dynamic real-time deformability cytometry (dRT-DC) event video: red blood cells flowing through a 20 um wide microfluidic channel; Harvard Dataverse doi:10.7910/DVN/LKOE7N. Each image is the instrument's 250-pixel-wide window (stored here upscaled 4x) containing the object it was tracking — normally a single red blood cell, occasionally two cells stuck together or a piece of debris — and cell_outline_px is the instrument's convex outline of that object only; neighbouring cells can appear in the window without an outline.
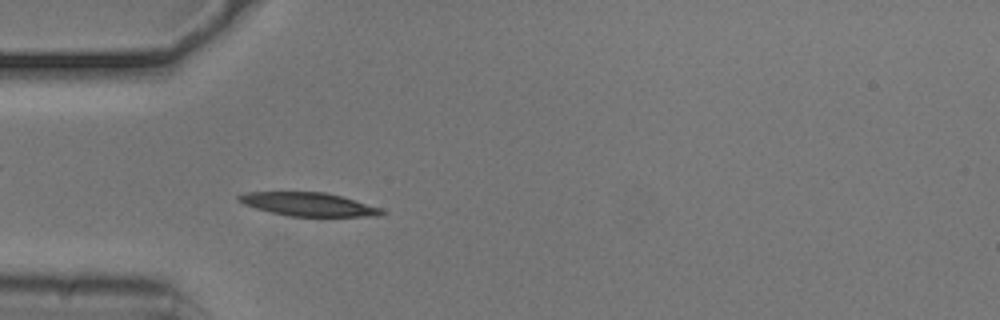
{"species": "common noctule bat (a hibernating species)", "species_latin": "Nyctalus noctula", "temperature_condition": "cold", "stored_images_in_passage": 49, "camera_frame_rate_fps": 3000, "um_per_image_px": 0.085, "animal": {"sex": "male", "body_mass_g": 20.5, "forearm_length_mm": 52.5}, "frame": {"image": 1, "passage_image": 11, "time_ms": 3.333, "image_size_px": [1000, 320], "cell_outline_px": [[388, 212], [384, 216], [288, 216], [256, 208], [244, 204], [236, 200], [236, 196], [244, 192], [324, 192], [340, 196], [384, 208]], "centroid_in_image_um": [26.27, 17.37], "position_along_channel_um": 58.7, "area_um2": 19.65}}
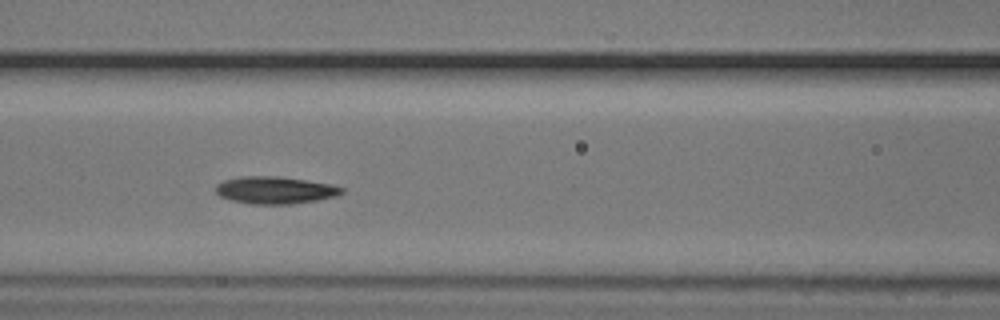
{"frame": {"image": 2, "passage_image": 18, "time_ms": 5.667, "image_size_px": [1000, 320], "cell_outline_px": [[344, 192], [336, 196], [316, 200], [292, 204], [252, 204], [232, 200], [220, 196], [216, 192], [216, 184], [224, 180], [240, 176], [280, 176], [328, 184], [344, 188]], "centroid_in_image_um": [23.35, 16.16], "position_along_channel_um": 143.2, "area_um2": 19.88}}
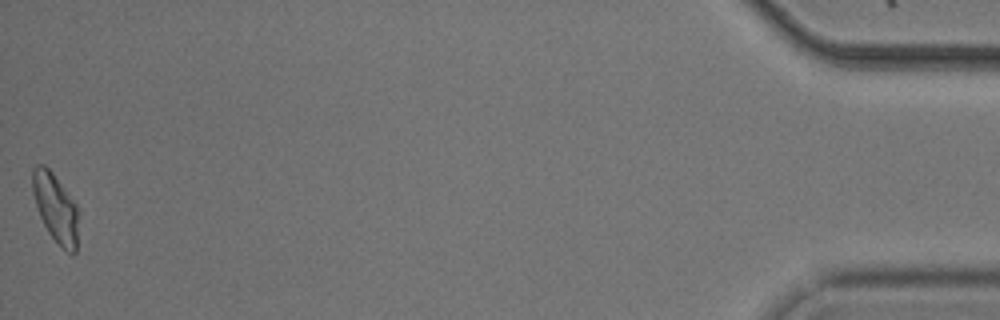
{"frame": {"image": 3, "passage_image": 49, "time_ms": 16.0, "image_size_px": [1000, 320], "cell_outline_px": [[80, 208], [76, 252], [72, 256], [48, 232], [40, 216], [32, 192], [32, 168], [36, 164], [44, 164], [52, 172]], "centroid_in_image_um": [4.76, 17.66], "position_along_channel_um": 430.4, "area_um2": 18.61}, "authors_computed_cell_mechanics": {"area_um2": 19.1318, "velocity_mm_per_s": 3.7212, "shape_relaxation_time_tau1_ms": 2.691, "shape_relaxation_time_tau2_ms": 6.7056, "deformation_change_tau1": 0.1175, "deformation_change_tau2": 0.1302}}